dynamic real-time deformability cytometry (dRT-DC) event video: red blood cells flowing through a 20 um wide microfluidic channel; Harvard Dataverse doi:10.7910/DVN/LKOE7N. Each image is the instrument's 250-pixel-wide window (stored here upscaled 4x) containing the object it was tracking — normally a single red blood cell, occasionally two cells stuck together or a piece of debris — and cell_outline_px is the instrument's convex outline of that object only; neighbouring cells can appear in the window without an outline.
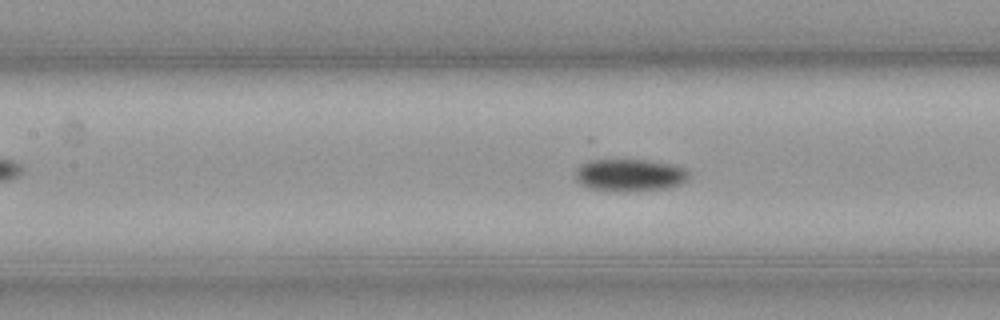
{"species": "common noctule bat (a hibernating species)", "species_latin": "Nyctalus noctula", "temperature_condition": "cold", "stored_images_in_passage": 53, "camera_frame_rate_fps": 3000, "um_per_image_px": 0.085, "animal": {"sex": "male", "body_mass_g": 23.1, "forearm_length_mm": 52.7}, "frame": {"image": 1, "passage_image": 20, "time_ms": 6.333, "image_size_px": [1000, 320], "cell_outline_px": [[688, 176], [680, 184], [668, 188], [624, 192], [612, 192], [588, 188], [580, 184], [576, 180], [576, 168], [580, 164], [588, 160], [640, 160], [668, 164], [684, 168], [688, 172]], "centroid_in_image_um": [53.44, 14.91], "position_along_channel_um": 154.0, "area_um2": 21.39}}
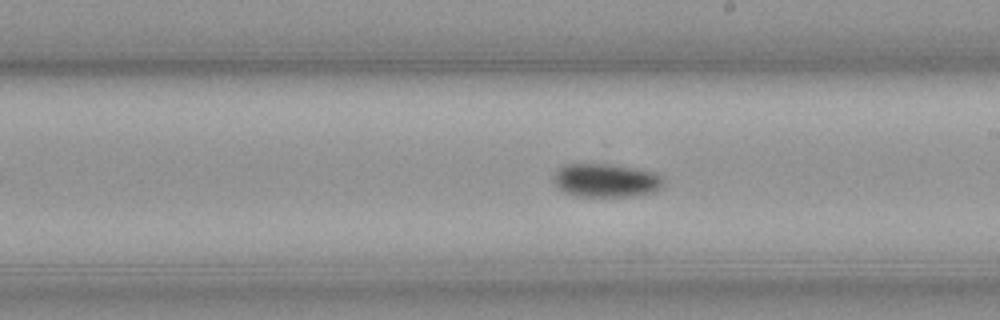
{"frame": {"image": 2, "passage_image": 27, "time_ms": 8.667, "image_size_px": [1000, 320], "cell_outline_px": [[664, 184], [656, 192], [636, 196], [576, 196], [564, 192], [552, 180], [552, 176], [564, 164], [608, 164], [632, 168], [652, 172], [660, 176], [664, 180]], "centroid_in_image_um": [51.51, 15.34], "position_along_channel_um": 237.5, "area_um2": 21.39}}
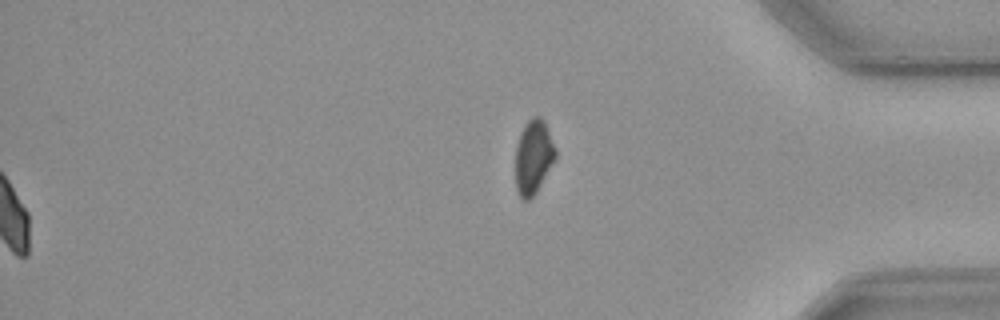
{"frame": {"image": 3, "passage_image": 53, "time_ms": 17.333, "image_size_px": [1000, 320], "cell_outline_px": [[556, 160], [536, 192], [528, 200], [524, 200], [520, 196], [516, 188], [516, 148], [520, 132], [524, 124], [532, 116], [540, 116], [544, 120], [556, 148]], "centroid_in_image_um": [45.36, 13.31], "position_along_channel_um": 389.8, "area_um2": 17.4}, "authors_computed_cell_mechanics": {"area_um2": 19.652, "velocity_mm_per_s": 3.5962, "shape_relaxation_time_tau1_ms": 9.183, "shape_relaxation_time_tau2_ms": null, "deformation_change_tau1": 0.1201, "deformation_change_tau2": null}}